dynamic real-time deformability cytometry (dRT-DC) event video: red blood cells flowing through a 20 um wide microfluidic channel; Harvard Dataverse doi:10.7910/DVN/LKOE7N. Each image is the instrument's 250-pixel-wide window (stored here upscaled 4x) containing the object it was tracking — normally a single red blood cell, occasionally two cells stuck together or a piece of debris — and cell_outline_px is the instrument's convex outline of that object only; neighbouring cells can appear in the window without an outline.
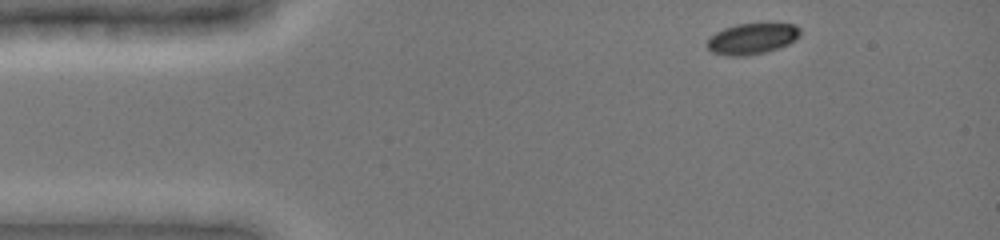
{"species": "common noctule bat (a hibernating species)", "species_latin": "Nyctalus noctula", "temperature_condition": "cold", "stored_images_in_passage": 42, "camera_frame_rate_fps": 3000, "um_per_image_px": 0.085, "animal": {"sex": "female", "body_mass_g": 19.0, "forearm_length_mm": 51.5}, "frame": {"image": 1, "passage_image": 1, "time_ms": 0.0, "image_size_px": [1000, 240], "cell_outline_px": [[800, 36], [796, 40], [780, 48], [764, 52], [744, 56], [728, 56], [712, 52], [708, 48], [708, 36], [724, 28], [736, 24], [796, 24], [800, 28]], "centroid_in_image_um": [63.93, 3.29], "position_along_channel_um": 21.1, "area_um2": 16.82}}
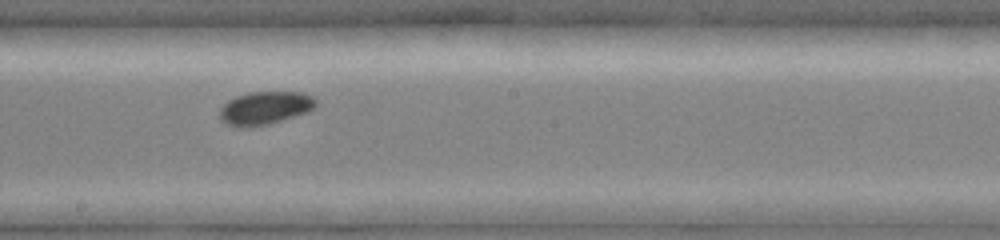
{"frame": {"image": 2, "passage_image": 22, "time_ms": 7.0, "image_size_px": [1000, 240], "cell_outline_px": [[316, 104], [308, 112], [268, 124], [248, 128], [240, 128], [228, 124], [220, 120], [220, 108], [228, 100], [236, 96], [252, 92], [304, 92], [312, 96], [316, 100]], "centroid_in_image_um": [22.5, 9.18], "position_along_channel_um": 225.7, "area_um2": 18.55}}
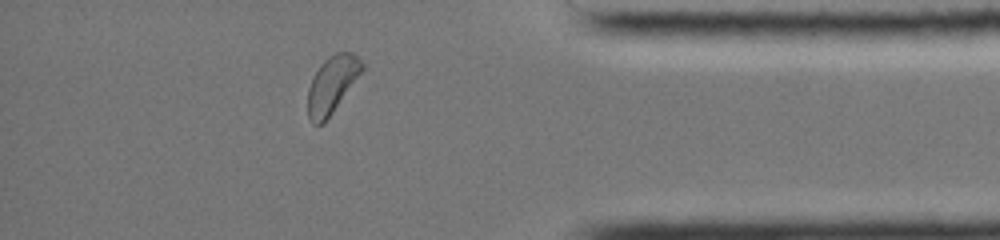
{"frame": {"image": 3, "passage_image": 37, "time_ms": 12.0, "image_size_px": [1000, 240], "cell_outline_px": [[364, 68], [324, 124], [312, 124], [308, 116], [308, 88], [312, 76], [320, 64], [328, 56], [336, 52], [352, 52], [364, 64]], "centroid_in_image_um": [28.19, 7.18], "position_along_channel_um": 407.0, "area_um2": 17.92}, "authors_computed_cell_mechanics": {"area_um2": 18.0047, "velocity_mm_per_s": 3.9151, "shape_relaxation_time_tau1_ms": 1.9007, "shape_relaxation_time_tau2_ms": null, "deformation_change_tau1": 0.0578, "deformation_change_tau2": null}}